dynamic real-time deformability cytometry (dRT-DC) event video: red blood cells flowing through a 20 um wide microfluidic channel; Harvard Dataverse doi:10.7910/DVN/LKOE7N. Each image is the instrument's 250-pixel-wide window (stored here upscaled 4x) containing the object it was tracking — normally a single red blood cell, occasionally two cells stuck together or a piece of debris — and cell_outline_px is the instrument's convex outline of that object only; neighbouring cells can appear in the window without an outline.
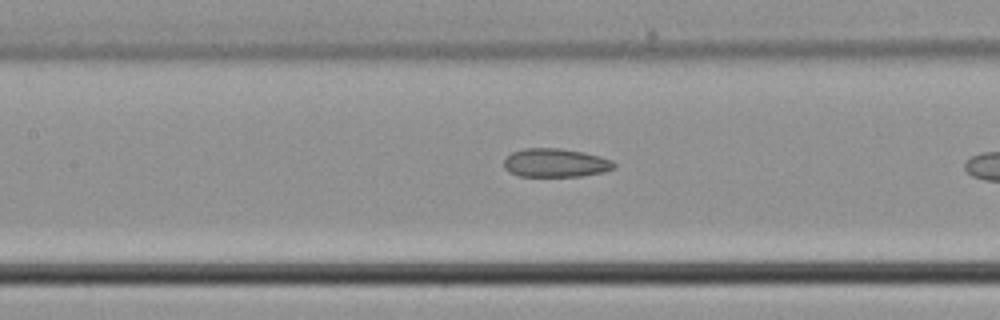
{"species": "common noctule bat (a hibernating species)", "species_latin": "Nyctalus noctula", "temperature_condition": "cold", "stored_images_in_passage": 8, "camera_frame_rate_fps": 3000, "um_per_image_px": 0.085, "animal": {"sex": "male", "body_mass_g": 21.5, "forearm_length_mm": 52.0}, "frame": {"image": 1, "passage_image": 6, "time_ms": 1.667, "image_size_px": [1000, 320], "cell_outline_px": [[616, 168], [604, 172], [580, 176], [516, 176], [508, 172], [504, 168], [504, 160], [512, 152], [524, 148], [560, 148], [584, 152], [600, 156], [612, 160], [616, 164]], "centroid_in_image_um": [47.22, 13.84], "position_along_channel_um": 160.2, "area_um2": 18.55}}